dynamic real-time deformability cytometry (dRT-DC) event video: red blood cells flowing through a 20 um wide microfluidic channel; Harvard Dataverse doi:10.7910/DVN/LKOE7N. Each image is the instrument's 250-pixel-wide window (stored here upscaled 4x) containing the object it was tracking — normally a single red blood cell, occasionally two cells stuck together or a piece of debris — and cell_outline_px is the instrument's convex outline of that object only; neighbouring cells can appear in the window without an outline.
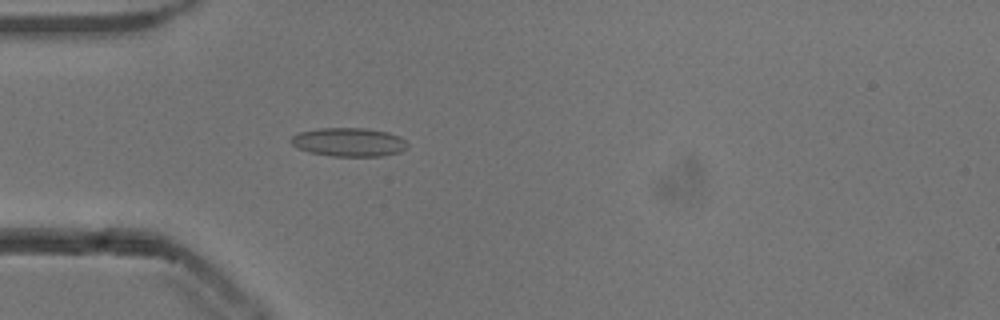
{"species": "common noctule bat (a hibernating species)", "species_latin": "Nyctalus noctula", "temperature_condition": "cold", "stored_images_in_passage": 39, "camera_frame_rate_fps": 3000, "um_per_image_px": 0.085, "animal": {"sex": "male", "body_mass_g": 13.3}, "frame": {"image": 1, "passage_image": 1, "time_ms": 0.0, "image_size_px": [1000, 320], "cell_outline_px": [[408, 148], [400, 152], [384, 156], [332, 156], [308, 152], [296, 148], [288, 140], [292, 136], [300, 132], [316, 128], [368, 128], [388, 132], [400, 136], [408, 144]], "centroid_in_image_um": [29.65, 12.08], "position_along_channel_um": 55.4, "area_um2": 19.77}}
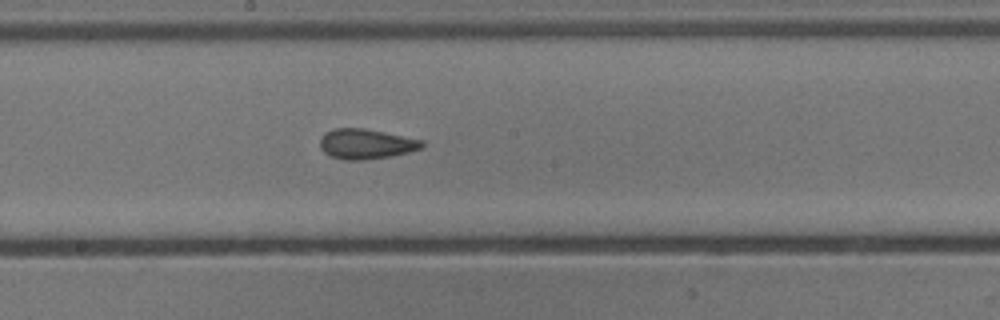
{"frame": {"image": 2, "passage_image": 14, "time_ms": 4.333, "image_size_px": [1000, 320], "cell_outline_px": [[424, 148], [392, 156], [364, 160], [344, 160], [332, 156], [324, 152], [320, 148], [320, 140], [324, 132], [332, 128], [364, 128], [424, 140]], "centroid_in_image_um": [31.12, 12.23], "position_along_channel_um": 217.1, "area_um2": 18.03}}
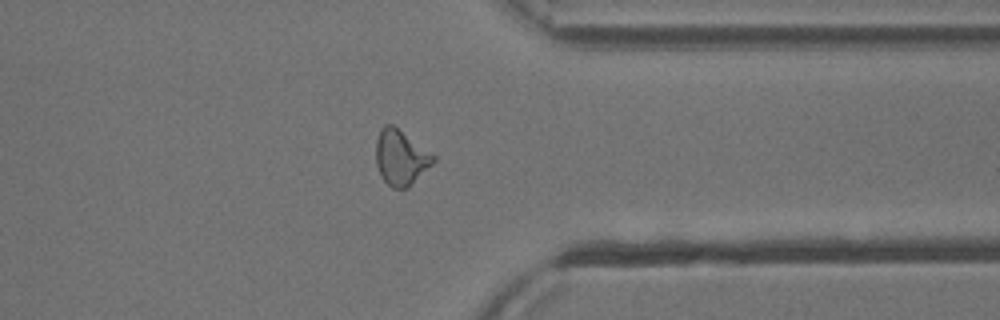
{"frame": {"image": 3, "passage_image": 27, "time_ms": 8.667, "image_size_px": [1000, 320], "cell_outline_px": [[436, 160], [408, 188], [392, 188], [380, 176], [376, 164], [376, 140], [380, 128], [384, 124], [392, 124], [432, 152], [436, 156]], "centroid_in_image_um": [34.06, 13.38], "position_along_channel_um": 377.3, "area_um2": 18.61}, "authors_computed_cell_mechanics": {"area_um2": 17.7446, "velocity_mm_per_s": 3.8478, "shape_relaxation_time_tau1_ms": 6.7605, "shape_relaxation_time_tau2_ms": 1.7364, "deformation_change_tau1": 0.176, "deformation_change_tau2": 0.1006}}